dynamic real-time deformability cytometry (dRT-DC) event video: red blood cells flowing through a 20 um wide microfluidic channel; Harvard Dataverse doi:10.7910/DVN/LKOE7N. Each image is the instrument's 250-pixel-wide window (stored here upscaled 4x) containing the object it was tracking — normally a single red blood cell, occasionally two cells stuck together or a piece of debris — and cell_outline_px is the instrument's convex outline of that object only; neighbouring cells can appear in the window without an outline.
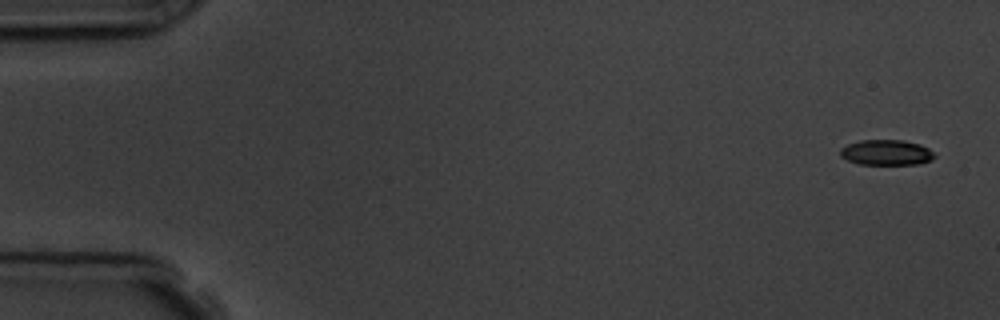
{"species": "common noctule bat (a hibernating species)", "species_latin": "Nyctalus noctula", "temperature_condition": "room temperature", "stored_images_in_passage": 5, "camera_frame_rate_fps": 3000, "um_per_image_px": 0.085, "animal": {"sex": "male", "body_mass_g": 19.5, "forearm_length_mm": 54.6}, "frame": {"image": 1, "passage_image": 1, "time_ms": 0.0, "image_size_px": [1000, 320], "cell_outline_px": [[936, 156], [932, 160], [916, 164], [860, 164], [848, 160], [840, 156], [840, 148], [848, 144], [860, 140], [904, 140], [920, 144], [928, 148]], "centroid_in_image_um": [75.34, 12.95], "position_along_channel_um": 9.7, "area_um2": 13.93}}
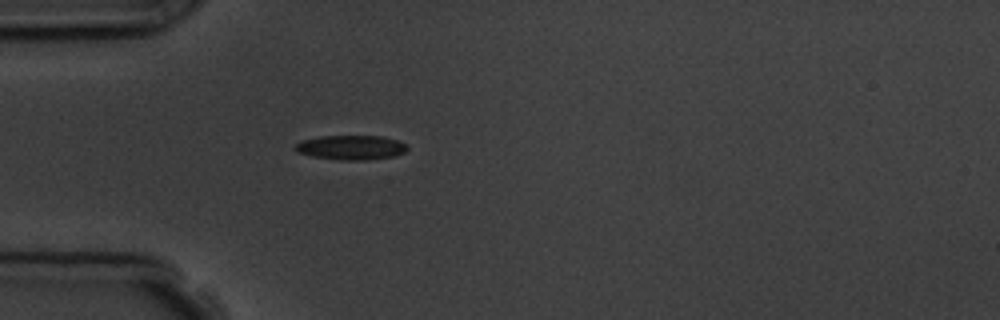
{"frame": {"image": 2, "passage_image": 5, "time_ms": 4.667, "image_size_px": [1000, 320], "cell_outline_px": [[408, 148], [404, 152], [396, 156], [364, 160], [340, 160], [312, 156], [296, 152], [292, 148], [300, 140], [320, 136], [384, 136], [408, 144]], "centroid_in_image_um": [29.82, 12.53], "position_along_channel_um": 55.2, "area_um2": 16.18}}